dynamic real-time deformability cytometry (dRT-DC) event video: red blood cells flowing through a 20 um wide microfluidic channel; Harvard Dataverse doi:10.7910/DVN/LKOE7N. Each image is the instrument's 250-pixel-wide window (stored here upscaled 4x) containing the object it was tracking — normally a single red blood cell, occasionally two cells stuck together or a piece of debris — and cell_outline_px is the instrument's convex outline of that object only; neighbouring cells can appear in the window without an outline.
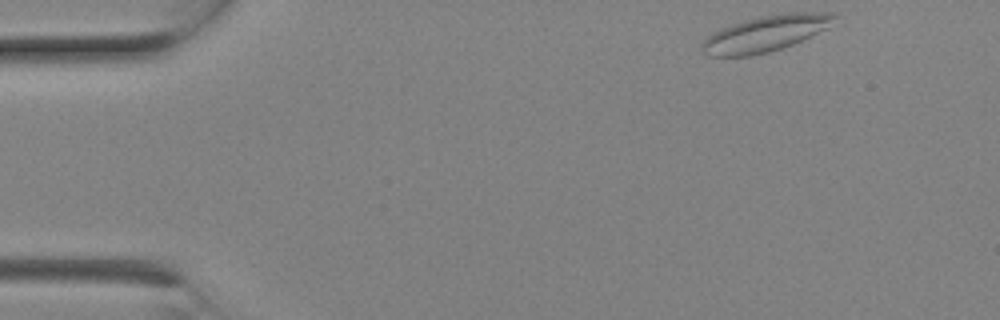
{"species": "Egyptian fruit bat (a non-hibernating species)", "species_latin": "Rousettus aegyptiacus", "temperature_condition": "room temperature", "stored_images_in_passage": 6, "camera_frame_rate_fps": 3000, "um_per_image_px": 0.085, "animal": {"sex": "female"}, "frame": {"image": 1, "passage_image": 1, "time_ms": 0.0, "image_size_px": [1000, 320], "cell_outline_px": [[840, 16], [828, 28], [792, 44], [768, 52], [752, 56], [708, 56], [704, 52], [700, 44], [708, 36], [720, 28], [732, 24], [760, 16], [784, 12], [832, 12]], "centroid_in_image_um": [65.11, 2.83], "position_along_channel_um": 19.9, "area_um2": 27.8}}